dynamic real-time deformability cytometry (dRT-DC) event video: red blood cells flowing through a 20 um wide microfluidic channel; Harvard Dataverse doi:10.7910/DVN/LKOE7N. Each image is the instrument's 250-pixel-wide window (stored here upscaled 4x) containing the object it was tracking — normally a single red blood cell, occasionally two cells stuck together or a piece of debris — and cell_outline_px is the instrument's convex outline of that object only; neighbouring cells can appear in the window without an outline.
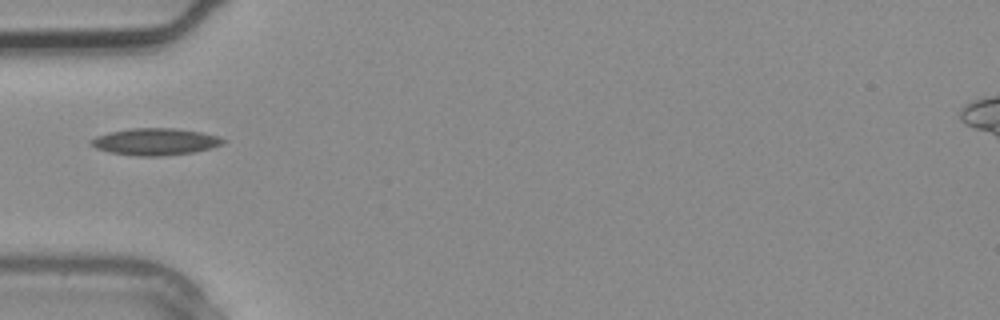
{"species": "common noctule bat (a hibernating species)", "species_latin": "Nyctalus noctula", "temperature_condition": "warm", "stored_images_in_passage": 1, "camera_frame_rate_fps": 3000, "um_per_image_px": 0.085, "animal": {"sex": "male", "body_mass_g": 20.4}, "frame": {"image": 1, "passage_image": 1, "time_ms": 0.0, "image_size_px": [1000, 320], "cell_outline_px": [[228, 140], [224, 144], [212, 148], [196, 152], [164, 156], [136, 156], [108, 152], [96, 148], [88, 144], [88, 140], [96, 136], [108, 132], [128, 128], [176, 128], [200, 132], [220, 136]], "centroid_in_image_um": [13.2, 12.04], "position_along_channel_um": 71.8, "area_um2": 21.21}}